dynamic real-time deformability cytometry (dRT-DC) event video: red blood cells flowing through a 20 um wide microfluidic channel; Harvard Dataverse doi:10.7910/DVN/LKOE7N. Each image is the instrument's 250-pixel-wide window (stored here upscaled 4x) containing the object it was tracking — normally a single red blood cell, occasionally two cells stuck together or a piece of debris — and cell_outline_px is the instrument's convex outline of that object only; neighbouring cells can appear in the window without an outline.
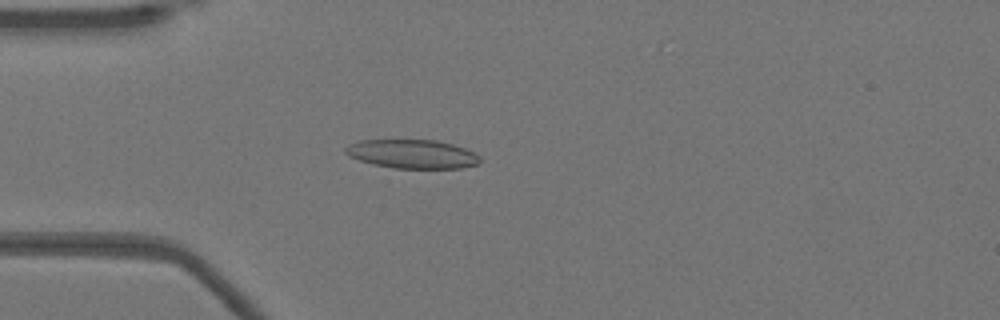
{"species": "Egyptian fruit bat (a non-hibernating species)", "species_latin": "Rousettus aegyptiacus", "temperature_condition": "warm", "stored_images_in_passage": 22, "camera_frame_rate_fps": 3000, "um_per_image_px": 0.085, "animal": {"sex": "female"}, "frame": {"image": 1, "passage_image": 10, "time_ms": 3.0, "image_size_px": [1000, 320], "cell_outline_px": [[480, 160], [476, 164], [460, 168], [392, 168], [372, 164], [348, 156], [344, 152], [344, 148], [348, 144], [360, 140], [436, 140], [452, 144], [464, 148], [480, 156]], "centroid_in_image_um": [34.99, 13.09], "position_along_channel_um": 50.0, "area_um2": 22.54}}
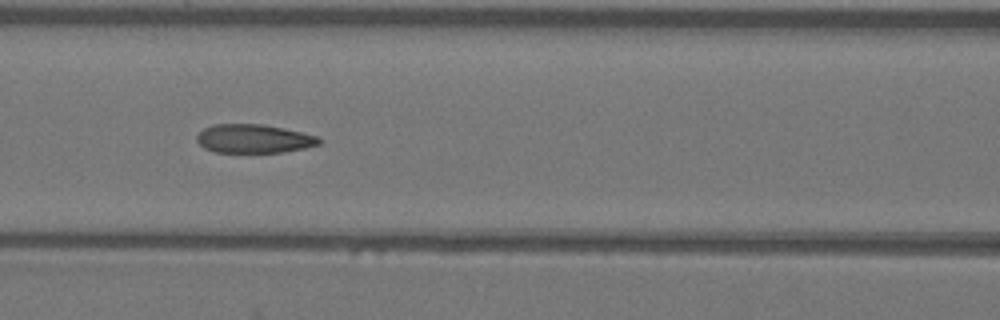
{"frame": {"image": 2, "passage_image": 18, "time_ms": 5.667, "image_size_px": [1000, 320], "cell_outline_px": [[320, 144], [304, 148], [284, 152], [216, 152], [204, 148], [196, 140], [196, 136], [204, 128], [212, 124], [264, 124], [284, 128], [316, 136], [320, 140]], "centroid_in_image_um": [21.54, 11.78], "position_along_channel_um": 145.1, "area_um2": 20.35}}
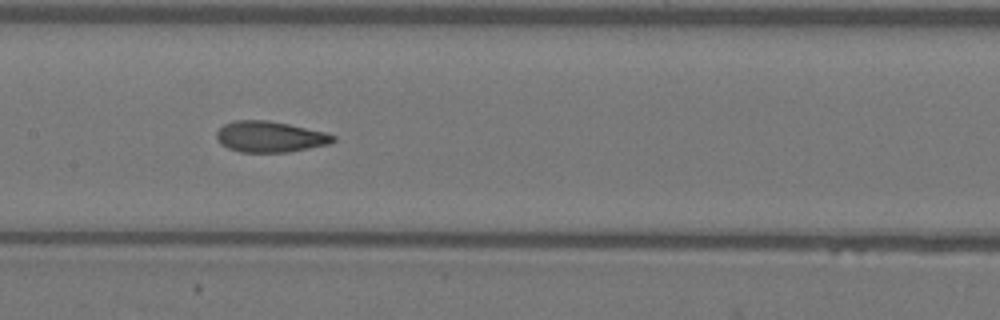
{"frame": {"image": 3, "passage_image": 21, "time_ms": 6.667, "image_size_px": [1000, 320], "cell_outline_px": [[336, 140], [328, 144], [288, 152], [240, 152], [228, 148], [220, 144], [216, 136], [216, 132], [224, 124], [236, 120], [268, 120], [328, 132], [336, 136]], "centroid_in_image_um": [22.95, 11.62], "position_along_channel_um": 184.4, "area_um2": 21.1}}